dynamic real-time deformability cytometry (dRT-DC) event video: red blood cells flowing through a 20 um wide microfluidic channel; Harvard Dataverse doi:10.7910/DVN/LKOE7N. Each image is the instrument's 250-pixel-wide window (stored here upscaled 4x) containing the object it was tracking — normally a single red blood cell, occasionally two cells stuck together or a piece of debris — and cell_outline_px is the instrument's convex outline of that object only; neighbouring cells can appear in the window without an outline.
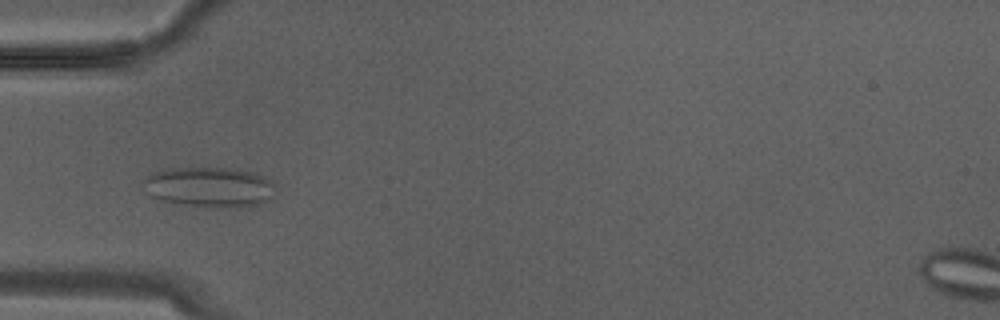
{"species": "Egyptian fruit bat (a non-hibernating species)", "species_latin": "Rousettus aegyptiacus", "temperature_condition": "warm", "stored_images_in_passage": 28, "camera_frame_rate_fps": 3000, "um_per_image_px": 0.085, "animal": {"sex": "male"}, "frame": {"image": 1, "passage_image": 9, "time_ms": 2.667, "image_size_px": [1000, 320], "cell_outline_px": [[276, 196], [260, 204], [248, 208], [204, 208], [176, 204], [152, 196], [144, 192], [140, 184], [152, 172], [172, 168], [228, 168], [248, 172], [264, 176], [272, 180], [276, 184]], "centroid_in_image_um": [17.84, 15.94], "position_along_channel_um": 67.2, "area_um2": 31.91}}
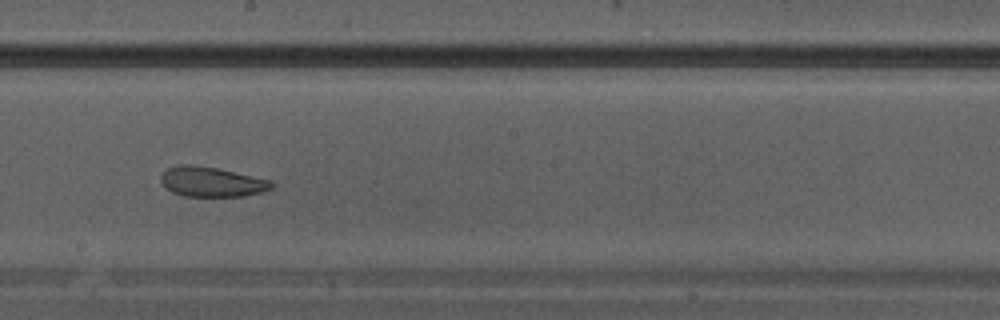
{"frame": {"image": 2, "passage_image": 16, "time_ms": 5.0, "image_size_px": [1000, 320], "cell_outline_px": [[276, 184], [272, 188], [264, 192], [244, 196], [184, 196], [172, 192], [160, 180], [160, 176], [168, 168], [176, 164], [196, 164], [216, 168], [272, 180]], "centroid_in_image_um": [18.02, 15.45], "position_along_channel_um": 230.2, "area_um2": 19.42}}